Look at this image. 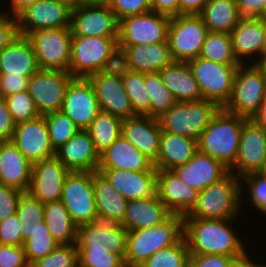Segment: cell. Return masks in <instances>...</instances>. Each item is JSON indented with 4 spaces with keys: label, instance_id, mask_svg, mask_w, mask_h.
<instances>
[{
    "label": "cell",
    "instance_id": "ac0fdd59",
    "mask_svg": "<svg viewBox=\"0 0 266 267\" xmlns=\"http://www.w3.org/2000/svg\"><path fill=\"white\" fill-rule=\"evenodd\" d=\"M11 141L32 164L55 156L45 116L17 123Z\"/></svg>",
    "mask_w": 266,
    "mask_h": 267
},
{
    "label": "cell",
    "instance_id": "9c48e42d",
    "mask_svg": "<svg viewBox=\"0 0 266 267\" xmlns=\"http://www.w3.org/2000/svg\"><path fill=\"white\" fill-rule=\"evenodd\" d=\"M27 37L32 43L40 69L69 72L72 38L70 27L38 29Z\"/></svg>",
    "mask_w": 266,
    "mask_h": 267
},
{
    "label": "cell",
    "instance_id": "8c879c8a",
    "mask_svg": "<svg viewBox=\"0 0 266 267\" xmlns=\"http://www.w3.org/2000/svg\"><path fill=\"white\" fill-rule=\"evenodd\" d=\"M262 19V26H263V32H264V44H265V50H266V15L261 17Z\"/></svg>",
    "mask_w": 266,
    "mask_h": 267
},
{
    "label": "cell",
    "instance_id": "4fadbf2b",
    "mask_svg": "<svg viewBox=\"0 0 266 267\" xmlns=\"http://www.w3.org/2000/svg\"><path fill=\"white\" fill-rule=\"evenodd\" d=\"M74 77L66 71L39 69L29 79L28 91L39 115L60 111Z\"/></svg>",
    "mask_w": 266,
    "mask_h": 267
},
{
    "label": "cell",
    "instance_id": "7402d4cb",
    "mask_svg": "<svg viewBox=\"0 0 266 267\" xmlns=\"http://www.w3.org/2000/svg\"><path fill=\"white\" fill-rule=\"evenodd\" d=\"M121 135L153 162L157 159L162 135L158 118L136 115L123 119Z\"/></svg>",
    "mask_w": 266,
    "mask_h": 267
},
{
    "label": "cell",
    "instance_id": "2e32d148",
    "mask_svg": "<svg viewBox=\"0 0 266 267\" xmlns=\"http://www.w3.org/2000/svg\"><path fill=\"white\" fill-rule=\"evenodd\" d=\"M61 111L80 130H87L101 111L94 88L88 78L74 77L68 85Z\"/></svg>",
    "mask_w": 266,
    "mask_h": 267
},
{
    "label": "cell",
    "instance_id": "9a60e30c",
    "mask_svg": "<svg viewBox=\"0 0 266 267\" xmlns=\"http://www.w3.org/2000/svg\"><path fill=\"white\" fill-rule=\"evenodd\" d=\"M265 161L266 129L253 119H247L241 131L236 162L229 171L241 178L249 173H258Z\"/></svg>",
    "mask_w": 266,
    "mask_h": 267
},
{
    "label": "cell",
    "instance_id": "e0dca14e",
    "mask_svg": "<svg viewBox=\"0 0 266 267\" xmlns=\"http://www.w3.org/2000/svg\"><path fill=\"white\" fill-rule=\"evenodd\" d=\"M71 9L57 0H39L22 11L16 18L20 35L45 28H69Z\"/></svg>",
    "mask_w": 266,
    "mask_h": 267
},
{
    "label": "cell",
    "instance_id": "e575fe53",
    "mask_svg": "<svg viewBox=\"0 0 266 267\" xmlns=\"http://www.w3.org/2000/svg\"><path fill=\"white\" fill-rule=\"evenodd\" d=\"M159 74L162 82L171 91L177 102L203 99L188 62L173 61Z\"/></svg>",
    "mask_w": 266,
    "mask_h": 267
},
{
    "label": "cell",
    "instance_id": "7dc6e473",
    "mask_svg": "<svg viewBox=\"0 0 266 267\" xmlns=\"http://www.w3.org/2000/svg\"><path fill=\"white\" fill-rule=\"evenodd\" d=\"M14 122L20 123L36 119L39 115L28 90L4 97Z\"/></svg>",
    "mask_w": 266,
    "mask_h": 267
},
{
    "label": "cell",
    "instance_id": "d6a6232c",
    "mask_svg": "<svg viewBox=\"0 0 266 267\" xmlns=\"http://www.w3.org/2000/svg\"><path fill=\"white\" fill-rule=\"evenodd\" d=\"M198 152L197 141L179 134L162 131L160 149L153 162L156 170H172L186 164Z\"/></svg>",
    "mask_w": 266,
    "mask_h": 267
},
{
    "label": "cell",
    "instance_id": "be15d7a7",
    "mask_svg": "<svg viewBox=\"0 0 266 267\" xmlns=\"http://www.w3.org/2000/svg\"><path fill=\"white\" fill-rule=\"evenodd\" d=\"M208 0H179L180 14H199Z\"/></svg>",
    "mask_w": 266,
    "mask_h": 267
},
{
    "label": "cell",
    "instance_id": "6da1fadb",
    "mask_svg": "<svg viewBox=\"0 0 266 267\" xmlns=\"http://www.w3.org/2000/svg\"><path fill=\"white\" fill-rule=\"evenodd\" d=\"M234 219L184 218V238L190 254H218L241 259L247 255L230 221Z\"/></svg>",
    "mask_w": 266,
    "mask_h": 267
},
{
    "label": "cell",
    "instance_id": "ba28073f",
    "mask_svg": "<svg viewBox=\"0 0 266 267\" xmlns=\"http://www.w3.org/2000/svg\"><path fill=\"white\" fill-rule=\"evenodd\" d=\"M202 98L224 108L230 100L233 81L240 65H224L201 57L188 61Z\"/></svg>",
    "mask_w": 266,
    "mask_h": 267
},
{
    "label": "cell",
    "instance_id": "680465c9",
    "mask_svg": "<svg viewBox=\"0 0 266 267\" xmlns=\"http://www.w3.org/2000/svg\"><path fill=\"white\" fill-rule=\"evenodd\" d=\"M30 77L31 76H9V74H2L0 96L6 97L14 93L28 90Z\"/></svg>",
    "mask_w": 266,
    "mask_h": 267
},
{
    "label": "cell",
    "instance_id": "5bb4252c",
    "mask_svg": "<svg viewBox=\"0 0 266 267\" xmlns=\"http://www.w3.org/2000/svg\"><path fill=\"white\" fill-rule=\"evenodd\" d=\"M119 21L108 4H83L72 9V36L118 37Z\"/></svg>",
    "mask_w": 266,
    "mask_h": 267
},
{
    "label": "cell",
    "instance_id": "f5cc1de1",
    "mask_svg": "<svg viewBox=\"0 0 266 267\" xmlns=\"http://www.w3.org/2000/svg\"><path fill=\"white\" fill-rule=\"evenodd\" d=\"M0 240L2 245L23 246L21 224L17 214L0 222Z\"/></svg>",
    "mask_w": 266,
    "mask_h": 267
},
{
    "label": "cell",
    "instance_id": "2644e50d",
    "mask_svg": "<svg viewBox=\"0 0 266 267\" xmlns=\"http://www.w3.org/2000/svg\"><path fill=\"white\" fill-rule=\"evenodd\" d=\"M111 0H85L87 4H109Z\"/></svg>",
    "mask_w": 266,
    "mask_h": 267
},
{
    "label": "cell",
    "instance_id": "753ad0ef",
    "mask_svg": "<svg viewBox=\"0 0 266 267\" xmlns=\"http://www.w3.org/2000/svg\"><path fill=\"white\" fill-rule=\"evenodd\" d=\"M258 173H260L262 176L266 178V161L264 162L262 169Z\"/></svg>",
    "mask_w": 266,
    "mask_h": 267
},
{
    "label": "cell",
    "instance_id": "6125c7cd",
    "mask_svg": "<svg viewBox=\"0 0 266 267\" xmlns=\"http://www.w3.org/2000/svg\"><path fill=\"white\" fill-rule=\"evenodd\" d=\"M151 10L170 17L179 15V0H150Z\"/></svg>",
    "mask_w": 266,
    "mask_h": 267
},
{
    "label": "cell",
    "instance_id": "277c9868",
    "mask_svg": "<svg viewBox=\"0 0 266 267\" xmlns=\"http://www.w3.org/2000/svg\"><path fill=\"white\" fill-rule=\"evenodd\" d=\"M184 237V216L172 214L163 223L127 231L125 264H142L158 250L177 244Z\"/></svg>",
    "mask_w": 266,
    "mask_h": 267
},
{
    "label": "cell",
    "instance_id": "60d3db41",
    "mask_svg": "<svg viewBox=\"0 0 266 267\" xmlns=\"http://www.w3.org/2000/svg\"><path fill=\"white\" fill-rule=\"evenodd\" d=\"M144 86L150 94V117L159 118L177 102L162 82L159 72L145 73Z\"/></svg>",
    "mask_w": 266,
    "mask_h": 267
},
{
    "label": "cell",
    "instance_id": "836d02e7",
    "mask_svg": "<svg viewBox=\"0 0 266 267\" xmlns=\"http://www.w3.org/2000/svg\"><path fill=\"white\" fill-rule=\"evenodd\" d=\"M127 53L130 71L140 73L160 72L170 65L173 59L168 42L148 45H129L124 48Z\"/></svg>",
    "mask_w": 266,
    "mask_h": 267
},
{
    "label": "cell",
    "instance_id": "ee69618b",
    "mask_svg": "<svg viewBox=\"0 0 266 267\" xmlns=\"http://www.w3.org/2000/svg\"><path fill=\"white\" fill-rule=\"evenodd\" d=\"M190 253L185 238L177 244L158 250L144 263L145 267H189Z\"/></svg>",
    "mask_w": 266,
    "mask_h": 267
},
{
    "label": "cell",
    "instance_id": "bcb514c9",
    "mask_svg": "<svg viewBox=\"0 0 266 267\" xmlns=\"http://www.w3.org/2000/svg\"><path fill=\"white\" fill-rule=\"evenodd\" d=\"M80 267H124V259L106 245L77 248Z\"/></svg>",
    "mask_w": 266,
    "mask_h": 267
},
{
    "label": "cell",
    "instance_id": "83f0119b",
    "mask_svg": "<svg viewBox=\"0 0 266 267\" xmlns=\"http://www.w3.org/2000/svg\"><path fill=\"white\" fill-rule=\"evenodd\" d=\"M98 169H120L133 172L157 171L154 163L122 135L100 154Z\"/></svg>",
    "mask_w": 266,
    "mask_h": 267
},
{
    "label": "cell",
    "instance_id": "30bf717a",
    "mask_svg": "<svg viewBox=\"0 0 266 267\" xmlns=\"http://www.w3.org/2000/svg\"><path fill=\"white\" fill-rule=\"evenodd\" d=\"M60 201L77 227L98 221L92 172L70 171L65 178Z\"/></svg>",
    "mask_w": 266,
    "mask_h": 267
},
{
    "label": "cell",
    "instance_id": "1f68e13d",
    "mask_svg": "<svg viewBox=\"0 0 266 267\" xmlns=\"http://www.w3.org/2000/svg\"><path fill=\"white\" fill-rule=\"evenodd\" d=\"M172 213L159 199L157 193L149 198L128 201L122 225L127 231L159 225Z\"/></svg>",
    "mask_w": 266,
    "mask_h": 267
},
{
    "label": "cell",
    "instance_id": "9f6ffc18",
    "mask_svg": "<svg viewBox=\"0 0 266 267\" xmlns=\"http://www.w3.org/2000/svg\"><path fill=\"white\" fill-rule=\"evenodd\" d=\"M236 260L218 254H190L189 267H230Z\"/></svg>",
    "mask_w": 266,
    "mask_h": 267
},
{
    "label": "cell",
    "instance_id": "f6af8a7d",
    "mask_svg": "<svg viewBox=\"0 0 266 267\" xmlns=\"http://www.w3.org/2000/svg\"><path fill=\"white\" fill-rule=\"evenodd\" d=\"M44 116L47 123L50 142L55 151L80 130L61 110Z\"/></svg>",
    "mask_w": 266,
    "mask_h": 267
},
{
    "label": "cell",
    "instance_id": "ffe728a7",
    "mask_svg": "<svg viewBox=\"0 0 266 267\" xmlns=\"http://www.w3.org/2000/svg\"><path fill=\"white\" fill-rule=\"evenodd\" d=\"M91 82L101 111L121 119L136 116L125 91L123 78L98 72L87 77Z\"/></svg>",
    "mask_w": 266,
    "mask_h": 267
},
{
    "label": "cell",
    "instance_id": "f35d334b",
    "mask_svg": "<svg viewBox=\"0 0 266 267\" xmlns=\"http://www.w3.org/2000/svg\"><path fill=\"white\" fill-rule=\"evenodd\" d=\"M199 57L224 65H241L228 33L208 31Z\"/></svg>",
    "mask_w": 266,
    "mask_h": 267
},
{
    "label": "cell",
    "instance_id": "91938a15",
    "mask_svg": "<svg viewBox=\"0 0 266 267\" xmlns=\"http://www.w3.org/2000/svg\"><path fill=\"white\" fill-rule=\"evenodd\" d=\"M15 126L5 99L0 96V142L11 141Z\"/></svg>",
    "mask_w": 266,
    "mask_h": 267
},
{
    "label": "cell",
    "instance_id": "f907efd6",
    "mask_svg": "<svg viewBox=\"0 0 266 267\" xmlns=\"http://www.w3.org/2000/svg\"><path fill=\"white\" fill-rule=\"evenodd\" d=\"M108 6L118 21L151 11L150 0H111Z\"/></svg>",
    "mask_w": 266,
    "mask_h": 267
},
{
    "label": "cell",
    "instance_id": "f546056e",
    "mask_svg": "<svg viewBox=\"0 0 266 267\" xmlns=\"http://www.w3.org/2000/svg\"><path fill=\"white\" fill-rule=\"evenodd\" d=\"M39 69L32 43L27 36L19 34L10 45L0 50L1 74L32 76Z\"/></svg>",
    "mask_w": 266,
    "mask_h": 267
},
{
    "label": "cell",
    "instance_id": "ab89813d",
    "mask_svg": "<svg viewBox=\"0 0 266 267\" xmlns=\"http://www.w3.org/2000/svg\"><path fill=\"white\" fill-rule=\"evenodd\" d=\"M59 244L53 239L45 222H37L30 237L24 241L23 248L31 266L34 262L49 255Z\"/></svg>",
    "mask_w": 266,
    "mask_h": 267
},
{
    "label": "cell",
    "instance_id": "b9f144b4",
    "mask_svg": "<svg viewBox=\"0 0 266 267\" xmlns=\"http://www.w3.org/2000/svg\"><path fill=\"white\" fill-rule=\"evenodd\" d=\"M125 91L136 115L150 116V94L145 85V73L129 71L123 77Z\"/></svg>",
    "mask_w": 266,
    "mask_h": 267
},
{
    "label": "cell",
    "instance_id": "603a6c76",
    "mask_svg": "<svg viewBox=\"0 0 266 267\" xmlns=\"http://www.w3.org/2000/svg\"><path fill=\"white\" fill-rule=\"evenodd\" d=\"M55 157L69 171L78 172L97 171L100 161V155L96 151L90 133L87 130H79L56 150Z\"/></svg>",
    "mask_w": 266,
    "mask_h": 267
},
{
    "label": "cell",
    "instance_id": "4dcf8cb0",
    "mask_svg": "<svg viewBox=\"0 0 266 267\" xmlns=\"http://www.w3.org/2000/svg\"><path fill=\"white\" fill-rule=\"evenodd\" d=\"M98 221L121 224L126 213L125 199L99 171L92 172Z\"/></svg>",
    "mask_w": 266,
    "mask_h": 267
},
{
    "label": "cell",
    "instance_id": "4316f807",
    "mask_svg": "<svg viewBox=\"0 0 266 267\" xmlns=\"http://www.w3.org/2000/svg\"><path fill=\"white\" fill-rule=\"evenodd\" d=\"M230 36L234 54L241 64H246V59L254 64L265 50L261 17H242Z\"/></svg>",
    "mask_w": 266,
    "mask_h": 267
},
{
    "label": "cell",
    "instance_id": "816d5d0a",
    "mask_svg": "<svg viewBox=\"0 0 266 267\" xmlns=\"http://www.w3.org/2000/svg\"><path fill=\"white\" fill-rule=\"evenodd\" d=\"M129 71L127 53L119 46L108 56L100 70L101 73L119 78H123Z\"/></svg>",
    "mask_w": 266,
    "mask_h": 267
},
{
    "label": "cell",
    "instance_id": "c3c4849f",
    "mask_svg": "<svg viewBox=\"0 0 266 267\" xmlns=\"http://www.w3.org/2000/svg\"><path fill=\"white\" fill-rule=\"evenodd\" d=\"M76 244L59 245L46 257L37 260L30 267H78Z\"/></svg>",
    "mask_w": 266,
    "mask_h": 267
},
{
    "label": "cell",
    "instance_id": "7a4b0ae2",
    "mask_svg": "<svg viewBox=\"0 0 266 267\" xmlns=\"http://www.w3.org/2000/svg\"><path fill=\"white\" fill-rule=\"evenodd\" d=\"M247 119L221 108L198 138V152L230 169L236 162L241 131Z\"/></svg>",
    "mask_w": 266,
    "mask_h": 267
},
{
    "label": "cell",
    "instance_id": "d4e9b609",
    "mask_svg": "<svg viewBox=\"0 0 266 267\" xmlns=\"http://www.w3.org/2000/svg\"><path fill=\"white\" fill-rule=\"evenodd\" d=\"M128 201L152 197L156 194L157 171L133 172L120 169H97Z\"/></svg>",
    "mask_w": 266,
    "mask_h": 267
},
{
    "label": "cell",
    "instance_id": "44dd1931",
    "mask_svg": "<svg viewBox=\"0 0 266 267\" xmlns=\"http://www.w3.org/2000/svg\"><path fill=\"white\" fill-rule=\"evenodd\" d=\"M156 193L172 214L186 216L195 206L199 191L185 184L172 170H157Z\"/></svg>",
    "mask_w": 266,
    "mask_h": 267
},
{
    "label": "cell",
    "instance_id": "f1b7e54d",
    "mask_svg": "<svg viewBox=\"0 0 266 267\" xmlns=\"http://www.w3.org/2000/svg\"><path fill=\"white\" fill-rule=\"evenodd\" d=\"M33 164L12 141L0 142V184L27 192Z\"/></svg>",
    "mask_w": 266,
    "mask_h": 267
},
{
    "label": "cell",
    "instance_id": "8d00e7d4",
    "mask_svg": "<svg viewBox=\"0 0 266 267\" xmlns=\"http://www.w3.org/2000/svg\"><path fill=\"white\" fill-rule=\"evenodd\" d=\"M44 222L59 245L76 244L77 226L60 200L44 203Z\"/></svg>",
    "mask_w": 266,
    "mask_h": 267
},
{
    "label": "cell",
    "instance_id": "74e56055",
    "mask_svg": "<svg viewBox=\"0 0 266 267\" xmlns=\"http://www.w3.org/2000/svg\"><path fill=\"white\" fill-rule=\"evenodd\" d=\"M123 119L100 111L87 131L99 155L121 136Z\"/></svg>",
    "mask_w": 266,
    "mask_h": 267
},
{
    "label": "cell",
    "instance_id": "681fc988",
    "mask_svg": "<svg viewBox=\"0 0 266 267\" xmlns=\"http://www.w3.org/2000/svg\"><path fill=\"white\" fill-rule=\"evenodd\" d=\"M241 184L248 185L250 194V198H241V202L250 201L252 205L256 207L257 210L266 214V178L262 176L260 173H249L241 178ZM245 182V183H243Z\"/></svg>",
    "mask_w": 266,
    "mask_h": 267
},
{
    "label": "cell",
    "instance_id": "003e7915",
    "mask_svg": "<svg viewBox=\"0 0 266 267\" xmlns=\"http://www.w3.org/2000/svg\"><path fill=\"white\" fill-rule=\"evenodd\" d=\"M256 265V263L250 260V256L247 254L243 258L237 259L230 267H256Z\"/></svg>",
    "mask_w": 266,
    "mask_h": 267
},
{
    "label": "cell",
    "instance_id": "89a4df30",
    "mask_svg": "<svg viewBox=\"0 0 266 267\" xmlns=\"http://www.w3.org/2000/svg\"><path fill=\"white\" fill-rule=\"evenodd\" d=\"M57 1L67 5L71 10L85 4V0H57Z\"/></svg>",
    "mask_w": 266,
    "mask_h": 267
},
{
    "label": "cell",
    "instance_id": "7c38bea8",
    "mask_svg": "<svg viewBox=\"0 0 266 267\" xmlns=\"http://www.w3.org/2000/svg\"><path fill=\"white\" fill-rule=\"evenodd\" d=\"M170 19V16L152 10L121 19L118 27V46L124 49L129 45L145 46L167 42Z\"/></svg>",
    "mask_w": 266,
    "mask_h": 267
},
{
    "label": "cell",
    "instance_id": "8992f818",
    "mask_svg": "<svg viewBox=\"0 0 266 267\" xmlns=\"http://www.w3.org/2000/svg\"><path fill=\"white\" fill-rule=\"evenodd\" d=\"M265 92L266 76L255 64H241L234 77L230 100L223 109L252 119L264 102Z\"/></svg>",
    "mask_w": 266,
    "mask_h": 267
},
{
    "label": "cell",
    "instance_id": "8fae6325",
    "mask_svg": "<svg viewBox=\"0 0 266 267\" xmlns=\"http://www.w3.org/2000/svg\"><path fill=\"white\" fill-rule=\"evenodd\" d=\"M118 46V37L72 36L69 73L87 78L100 72L104 62Z\"/></svg>",
    "mask_w": 266,
    "mask_h": 267
},
{
    "label": "cell",
    "instance_id": "2a66077c",
    "mask_svg": "<svg viewBox=\"0 0 266 267\" xmlns=\"http://www.w3.org/2000/svg\"><path fill=\"white\" fill-rule=\"evenodd\" d=\"M264 102H266V92H265V96H264Z\"/></svg>",
    "mask_w": 266,
    "mask_h": 267
},
{
    "label": "cell",
    "instance_id": "d6986e66",
    "mask_svg": "<svg viewBox=\"0 0 266 267\" xmlns=\"http://www.w3.org/2000/svg\"><path fill=\"white\" fill-rule=\"evenodd\" d=\"M70 171L55 156L33 164L28 192L41 203L59 201Z\"/></svg>",
    "mask_w": 266,
    "mask_h": 267
},
{
    "label": "cell",
    "instance_id": "94428289",
    "mask_svg": "<svg viewBox=\"0 0 266 267\" xmlns=\"http://www.w3.org/2000/svg\"><path fill=\"white\" fill-rule=\"evenodd\" d=\"M241 17H262L266 15V0H235Z\"/></svg>",
    "mask_w": 266,
    "mask_h": 267
},
{
    "label": "cell",
    "instance_id": "52a82bcc",
    "mask_svg": "<svg viewBox=\"0 0 266 267\" xmlns=\"http://www.w3.org/2000/svg\"><path fill=\"white\" fill-rule=\"evenodd\" d=\"M208 29L199 14L172 16L167 42L173 61L188 62L199 57Z\"/></svg>",
    "mask_w": 266,
    "mask_h": 267
},
{
    "label": "cell",
    "instance_id": "484cf974",
    "mask_svg": "<svg viewBox=\"0 0 266 267\" xmlns=\"http://www.w3.org/2000/svg\"><path fill=\"white\" fill-rule=\"evenodd\" d=\"M172 171L188 186L200 191L225 177L230 171L220 161L197 152L186 164Z\"/></svg>",
    "mask_w": 266,
    "mask_h": 267
},
{
    "label": "cell",
    "instance_id": "e7e4bbea",
    "mask_svg": "<svg viewBox=\"0 0 266 267\" xmlns=\"http://www.w3.org/2000/svg\"><path fill=\"white\" fill-rule=\"evenodd\" d=\"M37 1L39 0H10V8L12 9V13L10 15L17 17L22 11Z\"/></svg>",
    "mask_w": 266,
    "mask_h": 267
},
{
    "label": "cell",
    "instance_id": "db71d44e",
    "mask_svg": "<svg viewBox=\"0 0 266 267\" xmlns=\"http://www.w3.org/2000/svg\"><path fill=\"white\" fill-rule=\"evenodd\" d=\"M22 193L16 188L0 184V222L8 216L16 214Z\"/></svg>",
    "mask_w": 266,
    "mask_h": 267
},
{
    "label": "cell",
    "instance_id": "34e18365",
    "mask_svg": "<svg viewBox=\"0 0 266 267\" xmlns=\"http://www.w3.org/2000/svg\"><path fill=\"white\" fill-rule=\"evenodd\" d=\"M124 267H145L143 264H125Z\"/></svg>",
    "mask_w": 266,
    "mask_h": 267
},
{
    "label": "cell",
    "instance_id": "11e5206c",
    "mask_svg": "<svg viewBox=\"0 0 266 267\" xmlns=\"http://www.w3.org/2000/svg\"><path fill=\"white\" fill-rule=\"evenodd\" d=\"M256 267H266V265H263V264L259 265V263H257Z\"/></svg>",
    "mask_w": 266,
    "mask_h": 267
},
{
    "label": "cell",
    "instance_id": "d590c367",
    "mask_svg": "<svg viewBox=\"0 0 266 267\" xmlns=\"http://www.w3.org/2000/svg\"><path fill=\"white\" fill-rule=\"evenodd\" d=\"M199 15L208 31L228 34L242 18L235 0H208Z\"/></svg>",
    "mask_w": 266,
    "mask_h": 267
},
{
    "label": "cell",
    "instance_id": "03108f58",
    "mask_svg": "<svg viewBox=\"0 0 266 267\" xmlns=\"http://www.w3.org/2000/svg\"><path fill=\"white\" fill-rule=\"evenodd\" d=\"M252 119L260 126L266 129V102H263L259 111L252 117Z\"/></svg>",
    "mask_w": 266,
    "mask_h": 267
},
{
    "label": "cell",
    "instance_id": "11a10c76",
    "mask_svg": "<svg viewBox=\"0 0 266 267\" xmlns=\"http://www.w3.org/2000/svg\"><path fill=\"white\" fill-rule=\"evenodd\" d=\"M0 267H30L23 246L1 245Z\"/></svg>",
    "mask_w": 266,
    "mask_h": 267
},
{
    "label": "cell",
    "instance_id": "6f0895ef",
    "mask_svg": "<svg viewBox=\"0 0 266 267\" xmlns=\"http://www.w3.org/2000/svg\"><path fill=\"white\" fill-rule=\"evenodd\" d=\"M0 12V50L10 45L19 35L17 18Z\"/></svg>",
    "mask_w": 266,
    "mask_h": 267
},
{
    "label": "cell",
    "instance_id": "7bdbcfd3",
    "mask_svg": "<svg viewBox=\"0 0 266 267\" xmlns=\"http://www.w3.org/2000/svg\"><path fill=\"white\" fill-rule=\"evenodd\" d=\"M16 214L20 220L24 244V241L30 237V233L36 223L44 221V204L28 191L23 192L18 201Z\"/></svg>",
    "mask_w": 266,
    "mask_h": 267
},
{
    "label": "cell",
    "instance_id": "3957f363",
    "mask_svg": "<svg viewBox=\"0 0 266 267\" xmlns=\"http://www.w3.org/2000/svg\"><path fill=\"white\" fill-rule=\"evenodd\" d=\"M242 193L240 177L229 172L199 192L195 206L184 218L235 219L241 211Z\"/></svg>",
    "mask_w": 266,
    "mask_h": 267
},
{
    "label": "cell",
    "instance_id": "a7ac6f4b",
    "mask_svg": "<svg viewBox=\"0 0 266 267\" xmlns=\"http://www.w3.org/2000/svg\"><path fill=\"white\" fill-rule=\"evenodd\" d=\"M254 64L266 76V50L263 51L260 58Z\"/></svg>",
    "mask_w": 266,
    "mask_h": 267
},
{
    "label": "cell",
    "instance_id": "cb8c5ba5",
    "mask_svg": "<svg viewBox=\"0 0 266 267\" xmlns=\"http://www.w3.org/2000/svg\"><path fill=\"white\" fill-rule=\"evenodd\" d=\"M127 230L120 224L95 221L77 227L76 248L106 245L124 259Z\"/></svg>",
    "mask_w": 266,
    "mask_h": 267
},
{
    "label": "cell",
    "instance_id": "5b68a950",
    "mask_svg": "<svg viewBox=\"0 0 266 267\" xmlns=\"http://www.w3.org/2000/svg\"><path fill=\"white\" fill-rule=\"evenodd\" d=\"M221 108L208 100L176 102L159 118L161 130L196 141Z\"/></svg>",
    "mask_w": 266,
    "mask_h": 267
}]
</instances>
